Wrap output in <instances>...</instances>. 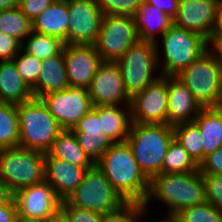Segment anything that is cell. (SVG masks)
<instances>
[{"label":"cell","mask_w":222,"mask_h":222,"mask_svg":"<svg viewBox=\"0 0 222 222\" xmlns=\"http://www.w3.org/2000/svg\"><path fill=\"white\" fill-rule=\"evenodd\" d=\"M210 38H222V10L218 13L215 28Z\"/></svg>","instance_id":"47"},{"label":"cell","mask_w":222,"mask_h":222,"mask_svg":"<svg viewBox=\"0 0 222 222\" xmlns=\"http://www.w3.org/2000/svg\"><path fill=\"white\" fill-rule=\"evenodd\" d=\"M168 76H160L131 98V123L167 124Z\"/></svg>","instance_id":"11"},{"label":"cell","mask_w":222,"mask_h":222,"mask_svg":"<svg viewBox=\"0 0 222 222\" xmlns=\"http://www.w3.org/2000/svg\"><path fill=\"white\" fill-rule=\"evenodd\" d=\"M70 15L68 0H56L32 20V31L66 41Z\"/></svg>","instance_id":"22"},{"label":"cell","mask_w":222,"mask_h":222,"mask_svg":"<svg viewBox=\"0 0 222 222\" xmlns=\"http://www.w3.org/2000/svg\"><path fill=\"white\" fill-rule=\"evenodd\" d=\"M88 169L45 153L44 180L53 188L60 201L67 200L83 181Z\"/></svg>","instance_id":"18"},{"label":"cell","mask_w":222,"mask_h":222,"mask_svg":"<svg viewBox=\"0 0 222 222\" xmlns=\"http://www.w3.org/2000/svg\"><path fill=\"white\" fill-rule=\"evenodd\" d=\"M66 201L100 214L114 212L126 203L96 165L87 170L81 184Z\"/></svg>","instance_id":"9"},{"label":"cell","mask_w":222,"mask_h":222,"mask_svg":"<svg viewBox=\"0 0 222 222\" xmlns=\"http://www.w3.org/2000/svg\"><path fill=\"white\" fill-rule=\"evenodd\" d=\"M95 165L125 202L145 203L150 180L138 166L127 141L114 143Z\"/></svg>","instance_id":"1"},{"label":"cell","mask_w":222,"mask_h":222,"mask_svg":"<svg viewBox=\"0 0 222 222\" xmlns=\"http://www.w3.org/2000/svg\"><path fill=\"white\" fill-rule=\"evenodd\" d=\"M199 171V165L175 139L170 143L162 163V173H187Z\"/></svg>","instance_id":"31"},{"label":"cell","mask_w":222,"mask_h":222,"mask_svg":"<svg viewBox=\"0 0 222 222\" xmlns=\"http://www.w3.org/2000/svg\"><path fill=\"white\" fill-rule=\"evenodd\" d=\"M19 147L17 104L0 102V149Z\"/></svg>","instance_id":"27"},{"label":"cell","mask_w":222,"mask_h":222,"mask_svg":"<svg viewBox=\"0 0 222 222\" xmlns=\"http://www.w3.org/2000/svg\"><path fill=\"white\" fill-rule=\"evenodd\" d=\"M220 11V0H179L173 24L200 34L208 41Z\"/></svg>","instance_id":"15"},{"label":"cell","mask_w":222,"mask_h":222,"mask_svg":"<svg viewBox=\"0 0 222 222\" xmlns=\"http://www.w3.org/2000/svg\"><path fill=\"white\" fill-rule=\"evenodd\" d=\"M159 200L176 215L182 209L206 202L205 184L200 171L187 173H160L150 180L148 197L144 203Z\"/></svg>","instance_id":"2"},{"label":"cell","mask_w":222,"mask_h":222,"mask_svg":"<svg viewBox=\"0 0 222 222\" xmlns=\"http://www.w3.org/2000/svg\"><path fill=\"white\" fill-rule=\"evenodd\" d=\"M104 15L133 16L141 0H97Z\"/></svg>","instance_id":"35"},{"label":"cell","mask_w":222,"mask_h":222,"mask_svg":"<svg viewBox=\"0 0 222 222\" xmlns=\"http://www.w3.org/2000/svg\"><path fill=\"white\" fill-rule=\"evenodd\" d=\"M60 209L67 215L70 222H101L102 214L70 205L66 200L60 201Z\"/></svg>","instance_id":"37"},{"label":"cell","mask_w":222,"mask_h":222,"mask_svg":"<svg viewBox=\"0 0 222 222\" xmlns=\"http://www.w3.org/2000/svg\"><path fill=\"white\" fill-rule=\"evenodd\" d=\"M93 106L101 120L102 133L114 143L126 141L131 126L130 106Z\"/></svg>","instance_id":"24"},{"label":"cell","mask_w":222,"mask_h":222,"mask_svg":"<svg viewBox=\"0 0 222 222\" xmlns=\"http://www.w3.org/2000/svg\"><path fill=\"white\" fill-rule=\"evenodd\" d=\"M70 15L68 35L71 45H94L103 20L97 0H68Z\"/></svg>","instance_id":"13"},{"label":"cell","mask_w":222,"mask_h":222,"mask_svg":"<svg viewBox=\"0 0 222 222\" xmlns=\"http://www.w3.org/2000/svg\"><path fill=\"white\" fill-rule=\"evenodd\" d=\"M132 17L141 41L157 43L156 33L162 36L173 24L172 18L144 0H141Z\"/></svg>","instance_id":"20"},{"label":"cell","mask_w":222,"mask_h":222,"mask_svg":"<svg viewBox=\"0 0 222 222\" xmlns=\"http://www.w3.org/2000/svg\"><path fill=\"white\" fill-rule=\"evenodd\" d=\"M143 204L126 202L114 212L104 213L101 222H131L137 215Z\"/></svg>","instance_id":"38"},{"label":"cell","mask_w":222,"mask_h":222,"mask_svg":"<svg viewBox=\"0 0 222 222\" xmlns=\"http://www.w3.org/2000/svg\"><path fill=\"white\" fill-rule=\"evenodd\" d=\"M14 199L18 216L25 218L48 219L60 208V200L45 180L17 191Z\"/></svg>","instance_id":"17"},{"label":"cell","mask_w":222,"mask_h":222,"mask_svg":"<svg viewBox=\"0 0 222 222\" xmlns=\"http://www.w3.org/2000/svg\"><path fill=\"white\" fill-rule=\"evenodd\" d=\"M48 222H70L67 215L59 208L52 216L48 218Z\"/></svg>","instance_id":"48"},{"label":"cell","mask_w":222,"mask_h":222,"mask_svg":"<svg viewBox=\"0 0 222 222\" xmlns=\"http://www.w3.org/2000/svg\"><path fill=\"white\" fill-rule=\"evenodd\" d=\"M220 107H222V73H221Z\"/></svg>","instance_id":"53"},{"label":"cell","mask_w":222,"mask_h":222,"mask_svg":"<svg viewBox=\"0 0 222 222\" xmlns=\"http://www.w3.org/2000/svg\"><path fill=\"white\" fill-rule=\"evenodd\" d=\"M0 32L18 39L21 43L32 32V21L19 7L0 11Z\"/></svg>","instance_id":"30"},{"label":"cell","mask_w":222,"mask_h":222,"mask_svg":"<svg viewBox=\"0 0 222 222\" xmlns=\"http://www.w3.org/2000/svg\"><path fill=\"white\" fill-rule=\"evenodd\" d=\"M18 209L13 198L9 203L0 205V222H17Z\"/></svg>","instance_id":"44"},{"label":"cell","mask_w":222,"mask_h":222,"mask_svg":"<svg viewBox=\"0 0 222 222\" xmlns=\"http://www.w3.org/2000/svg\"><path fill=\"white\" fill-rule=\"evenodd\" d=\"M206 202L222 211V174H202Z\"/></svg>","instance_id":"36"},{"label":"cell","mask_w":222,"mask_h":222,"mask_svg":"<svg viewBox=\"0 0 222 222\" xmlns=\"http://www.w3.org/2000/svg\"><path fill=\"white\" fill-rule=\"evenodd\" d=\"M17 222H48V219L25 218V217H22V216H18Z\"/></svg>","instance_id":"50"},{"label":"cell","mask_w":222,"mask_h":222,"mask_svg":"<svg viewBox=\"0 0 222 222\" xmlns=\"http://www.w3.org/2000/svg\"><path fill=\"white\" fill-rule=\"evenodd\" d=\"M73 132L102 133L101 120L98 113L92 108L72 129Z\"/></svg>","instance_id":"42"},{"label":"cell","mask_w":222,"mask_h":222,"mask_svg":"<svg viewBox=\"0 0 222 222\" xmlns=\"http://www.w3.org/2000/svg\"><path fill=\"white\" fill-rule=\"evenodd\" d=\"M161 38L163 58L159 55V41L155 45L157 47L159 71L162 76H177L209 49V42L206 38L175 24H172ZM160 58H162L161 62Z\"/></svg>","instance_id":"5"},{"label":"cell","mask_w":222,"mask_h":222,"mask_svg":"<svg viewBox=\"0 0 222 222\" xmlns=\"http://www.w3.org/2000/svg\"><path fill=\"white\" fill-rule=\"evenodd\" d=\"M80 147L96 164L101 156L114 144L105 134L99 132H74Z\"/></svg>","instance_id":"32"},{"label":"cell","mask_w":222,"mask_h":222,"mask_svg":"<svg viewBox=\"0 0 222 222\" xmlns=\"http://www.w3.org/2000/svg\"><path fill=\"white\" fill-rule=\"evenodd\" d=\"M63 55L69 86L88 89L103 62L94 45L65 44Z\"/></svg>","instance_id":"16"},{"label":"cell","mask_w":222,"mask_h":222,"mask_svg":"<svg viewBox=\"0 0 222 222\" xmlns=\"http://www.w3.org/2000/svg\"><path fill=\"white\" fill-rule=\"evenodd\" d=\"M173 139L172 125L131 123L126 141L149 180L162 173V163Z\"/></svg>","instance_id":"3"},{"label":"cell","mask_w":222,"mask_h":222,"mask_svg":"<svg viewBox=\"0 0 222 222\" xmlns=\"http://www.w3.org/2000/svg\"><path fill=\"white\" fill-rule=\"evenodd\" d=\"M120 67L125 89L132 98L158 77L157 47L155 43L138 40L120 59L116 61Z\"/></svg>","instance_id":"8"},{"label":"cell","mask_w":222,"mask_h":222,"mask_svg":"<svg viewBox=\"0 0 222 222\" xmlns=\"http://www.w3.org/2000/svg\"><path fill=\"white\" fill-rule=\"evenodd\" d=\"M220 10H222V0H220Z\"/></svg>","instance_id":"54"},{"label":"cell","mask_w":222,"mask_h":222,"mask_svg":"<svg viewBox=\"0 0 222 222\" xmlns=\"http://www.w3.org/2000/svg\"><path fill=\"white\" fill-rule=\"evenodd\" d=\"M138 40L133 17L104 15L94 47L102 61L116 62Z\"/></svg>","instance_id":"10"},{"label":"cell","mask_w":222,"mask_h":222,"mask_svg":"<svg viewBox=\"0 0 222 222\" xmlns=\"http://www.w3.org/2000/svg\"><path fill=\"white\" fill-rule=\"evenodd\" d=\"M64 46V41L59 38L32 31L27 37L26 44L22 43L21 49L40 60H45L60 54Z\"/></svg>","instance_id":"29"},{"label":"cell","mask_w":222,"mask_h":222,"mask_svg":"<svg viewBox=\"0 0 222 222\" xmlns=\"http://www.w3.org/2000/svg\"><path fill=\"white\" fill-rule=\"evenodd\" d=\"M14 198V193L9 186L0 179V205L9 203Z\"/></svg>","instance_id":"45"},{"label":"cell","mask_w":222,"mask_h":222,"mask_svg":"<svg viewBox=\"0 0 222 222\" xmlns=\"http://www.w3.org/2000/svg\"><path fill=\"white\" fill-rule=\"evenodd\" d=\"M88 91L93 106H130L131 97L116 62L103 61L99 65Z\"/></svg>","instance_id":"14"},{"label":"cell","mask_w":222,"mask_h":222,"mask_svg":"<svg viewBox=\"0 0 222 222\" xmlns=\"http://www.w3.org/2000/svg\"><path fill=\"white\" fill-rule=\"evenodd\" d=\"M45 153L23 147L0 149V179L15 194L44 181Z\"/></svg>","instance_id":"6"},{"label":"cell","mask_w":222,"mask_h":222,"mask_svg":"<svg viewBox=\"0 0 222 222\" xmlns=\"http://www.w3.org/2000/svg\"><path fill=\"white\" fill-rule=\"evenodd\" d=\"M55 1L56 0H19V9L32 21Z\"/></svg>","instance_id":"41"},{"label":"cell","mask_w":222,"mask_h":222,"mask_svg":"<svg viewBox=\"0 0 222 222\" xmlns=\"http://www.w3.org/2000/svg\"><path fill=\"white\" fill-rule=\"evenodd\" d=\"M21 75L22 80L30 89L36 84L42 69V60L23 51L22 49L12 60Z\"/></svg>","instance_id":"34"},{"label":"cell","mask_w":222,"mask_h":222,"mask_svg":"<svg viewBox=\"0 0 222 222\" xmlns=\"http://www.w3.org/2000/svg\"><path fill=\"white\" fill-rule=\"evenodd\" d=\"M202 108L178 77L168 76L167 124L193 122Z\"/></svg>","instance_id":"19"},{"label":"cell","mask_w":222,"mask_h":222,"mask_svg":"<svg viewBox=\"0 0 222 222\" xmlns=\"http://www.w3.org/2000/svg\"><path fill=\"white\" fill-rule=\"evenodd\" d=\"M69 86L63 51L42 60V69L36 84L31 88L34 98L41 99L46 94L63 91Z\"/></svg>","instance_id":"21"},{"label":"cell","mask_w":222,"mask_h":222,"mask_svg":"<svg viewBox=\"0 0 222 222\" xmlns=\"http://www.w3.org/2000/svg\"><path fill=\"white\" fill-rule=\"evenodd\" d=\"M33 98L14 62L0 61V102L21 104Z\"/></svg>","instance_id":"23"},{"label":"cell","mask_w":222,"mask_h":222,"mask_svg":"<svg viewBox=\"0 0 222 222\" xmlns=\"http://www.w3.org/2000/svg\"><path fill=\"white\" fill-rule=\"evenodd\" d=\"M201 174H222V147L208 154L199 164Z\"/></svg>","instance_id":"40"},{"label":"cell","mask_w":222,"mask_h":222,"mask_svg":"<svg viewBox=\"0 0 222 222\" xmlns=\"http://www.w3.org/2000/svg\"><path fill=\"white\" fill-rule=\"evenodd\" d=\"M154 222H178V219L176 215L168 213L166 218L159 219L158 221L155 220Z\"/></svg>","instance_id":"51"},{"label":"cell","mask_w":222,"mask_h":222,"mask_svg":"<svg viewBox=\"0 0 222 222\" xmlns=\"http://www.w3.org/2000/svg\"><path fill=\"white\" fill-rule=\"evenodd\" d=\"M145 2L159 8L170 18H174L177 14L179 0H144Z\"/></svg>","instance_id":"43"},{"label":"cell","mask_w":222,"mask_h":222,"mask_svg":"<svg viewBox=\"0 0 222 222\" xmlns=\"http://www.w3.org/2000/svg\"><path fill=\"white\" fill-rule=\"evenodd\" d=\"M174 139L189 153L199 165L203 161V137L193 122L173 126Z\"/></svg>","instance_id":"28"},{"label":"cell","mask_w":222,"mask_h":222,"mask_svg":"<svg viewBox=\"0 0 222 222\" xmlns=\"http://www.w3.org/2000/svg\"><path fill=\"white\" fill-rule=\"evenodd\" d=\"M146 209L147 206L143 204L138 212V215L131 222H139L138 220L140 219V217H143V215L146 213Z\"/></svg>","instance_id":"52"},{"label":"cell","mask_w":222,"mask_h":222,"mask_svg":"<svg viewBox=\"0 0 222 222\" xmlns=\"http://www.w3.org/2000/svg\"><path fill=\"white\" fill-rule=\"evenodd\" d=\"M41 99L63 130H72L93 107L89 91L83 87L68 86Z\"/></svg>","instance_id":"12"},{"label":"cell","mask_w":222,"mask_h":222,"mask_svg":"<svg viewBox=\"0 0 222 222\" xmlns=\"http://www.w3.org/2000/svg\"><path fill=\"white\" fill-rule=\"evenodd\" d=\"M176 216L178 222H222V211L208 202L186 207Z\"/></svg>","instance_id":"33"},{"label":"cell","mask_w":222,"mask_h":222,"mask_svg":"<svg viewBox=\"0 0 222 222\" xmlns=\"http://www.w3.org/2000/svg\"><path fill=\"white\" fill-rule=\"evenodd\" d=\"M47 153L53 158L67 161L85 169H90L95 165L80 147L72 130H63L53 141L52 147Z\"/></svg>","instance_id":"26"},{"label":"cell","mask_w":222,"mask_h":222,"mask_svg":"<svg viewBox=\"0 0 222 222\" xmlns=\"http://www.w3.org/2000/svg\"><path fill=\"white\" fill-rule=\"evenodd\" d=\"M209 47L212 44V48L210 49L217 57L218 62L222 66V38H210L209 39Z\"/></svg>","instance_id":"46"},{"label":"cell","mask_w":222,"mask_h":222,"mask_svg":"<svg viewBox=\"0 0 222 222\" xmlns=\"http://www.w3.org/2000/svg\"><path fill=\"white\" fill-rule=\"evenodd\" d=\"M22 43L5 33L0 32V61H11L21 50Z\"/></svg>","instance_id":"39"},{"label":"cell","mask_w":222,"mask_h":222,"mask_svg":"<svg viewBox=\"0 0 222 222\" xmlns=\"http://www.w3.org/2000/svg\"><path fill=\"white\" fill-rule=\"evenodd\" d=\"M19 7V0H0V11Z\"/></svg>","instance_id":"49"},{"label":"cell","mask_w":222,"mask_h":222,"mask_svg":"<svg viewBox=\"0 0 222 222\" xmlns=\"http://www.w3.org/2000/svg\"><path fill=\"white\" fill-rule=\"evenodd\" d=\"M193 123L199 128L203 137L204 158L222 147V108H202Z\"/></svg>","instance_id":"25"},{"label":"cell","mask_w":222,"mask_h":222,"mask_svg":"<svg viewBox=\"0 0 222 222\" xmlns=\"http://www.w3.org/2000/svg\"><path fill=\"white\" fill-rule=\"evenodd\" d=\"M19 147L47 153L63 131L42 99L17 104Z\"/></svg>","instance_id":"4"},{"label":"cell","mask_w":222,"mask_h":222,"mask_svg":"<svg viewBox=\"0 0 222 222\" xmlns=\"http://www.w3.org/2000/svg\"><path fill=\"white\" fill-rule=\"evenodd\" d=\"M221 73V64L208 49L176 77L192 92L203 108L220 107Z\"/></svg>","instance_id":"7"}]
</instances>
